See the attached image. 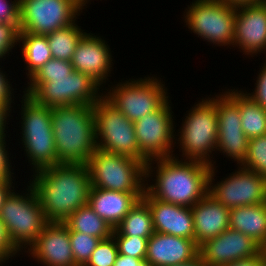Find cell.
Returning <instances> with one entry per match:
<instances>
[{
  "mask_svg": "<svg viewBox=\"0 0 266 266\" xmlns=\"http://www.w3.org/2000/svg\"><path fill=\"white\" fill-rule=\"evenodd\" d=\"M111 52L103 37L86 32L75 48L71 64L74 71L89 75L104 88L107 77H112L114 60Z\"/></svg>",
  "mask_w": 266,
  "mask_h": 266,
  "instance_id": "cell-18",
  "label": "cell"
},
{
  "mask_svg": "<svg viewBox=\"0 0 266 266\" xmlns=\"http://www.w3.org/2000/svg\"><path fill=\"white\" fill-rule=\"evenodd\" d=\"M25 253L43 266H77L65 223L48 222Z\"/></svg>",
  "mask_w": 266,
  "mask_h": 266,
  "instance_id": "cell-19",
  "label": "cell"
},
{
  "mask_svg": "<svg viewBox=\"0 0 266 266\" xmlns=\"http://www.w3.org/2000/svg\"><path fill=\"white\" fill-rule=\"evenodd\" d=\"M229 228L242 232L263 246L266 243V203L230 209Z\"/></svg>",
  "mask_w": 266,
  "mask_h": 266,
  "instance_id": "cell-24",
  "label": "cell"
},
{
  "mask_svg": "<svg viewBox=\"0 0 266 266\" xmlns=\"http://www.w3.org/2000/svg\"><path fill=\"white\" fill-rule=\"evenodd\" d=\"M1 66V65H0ZM0 68V103L4 104L10 111H12V103H14V88L10 80L6 76V72ZM11 108V109H10Z\"/></svg>",
  "mask_w": 266,
  "mask_h": 266,
  "instance_id": "cell-40",
  "label": "cell"
},
{
  "mask_svg": "<svg viewBox=\"0 0 266 266\" xmlns=\"http://www.w3.org/2000/svg\"><path fill=\"white\" fill-rule=\"evenodd\" d=\"M6 138L7 137L0 138V179H14V168L12 169V164L9 160L11 154L8 152L9 147L6 148L9 146V144L6 145Z\"/></svg>",
  "mask_w": 266,
  "mask_h": 266,
  "instance_id": "cell-39",
  "label": "cell"
},
{
  "mask_svg": "<svg viewBox=\"0 0 266 266\" xmlns=\"http://www.w3.org/2000/svg\"><path fill=\"white\" fill-rule=\"evenodd\" d=\"M184 10L186 27L203 41L233 47L236 7L220 0H193Z\"/></svg>",
  "mask_w": 266,
  "mask_h": 266,
  "instance_id": "cell-10",
  "label": "cell"
},
{
  "mask_svg": "<svg viewBox=\"0 0 266 266\" xmlns=\"http://www.w3.org/2000/svg\"><path fill=\"white\" fill-rule=\"evenodd\" d=\"M73 72L71 61L52 58L35 72L27 83H45L49 82V76L70 75Z\"/></svg>",
  "mask_w": 266,
  "mask_h": 266,
  "instance_id": "cell-33",
  "label": "cell"
},
{
  "mask_svg": "<svg viewBox=\"0 0 266 266\" xmlns=\"http://www.w3.org/2000/svg\"><path fill=\"white\" fill-rule=\"evenodd\" d=\"M142 200L149 206L154 231L188 238L195 242V230L191 207L163 202L144 191Z\"/></svg>",
  "mask_w": 266,
  "mask_h": 266,
  "instance_id": "cell-20",
  "label": "cell"
},
{
  "mask_svg": "<svg viewBox=\"0 0 266 266\" xmlns=\"http://www.w3.org/2000/svg\"><path fill=\"white\" fill-rule=\"evenodd\" d=\"M20 254L23 255L10 242L6 227L0 220V266H3V263L5 264L7 260H13L12 257L14 258L16 255L20 256Z\"/></svg>",
  "mask_w": 266,
  "mask_h": 266,
  "instance_id": "cell-38",
  "label": "cell"
},
{
  "mask_svg": "<svg viewBox=\"0 0 266 266\" xmlns=\"http://www.w3.org/2000/svg\"><path fill=\"white\" fill-rule=\"evenodd\" d=\"M139 200L134 193L91 187L88 205L114 229Z\"/></svg>",
  "mask_w": 266,
  "mask_h": 266,
  "instance_id": "cell-23",
  "label": "cell"
},
{
  "mask_svg": "<svg viewBox=\"0 0 266 266\" xmlns=\"http://www.w3.org/2000/svg\"><path fill=\"white\" fill-rule=\"evenodd\" d=\"M69 237L75 264L85 266L101 239L89 234L72 231L70 228Z\"/></svg>",
  "mask_w": 266,
  "mask_h": 266,
  "instance_id": "cell-30",
  "label": "cell"
},
{
  "mask_svg": "<svg viewBox=\"0 0 266 266\" xmlns=\"http://www.w3.org/2000/svg\"><path fill=\"white\" fill-rule=\"evenodd\" d=\"M262 253H263V256H264V261H265V265H266V243L262 246Z\"/></svg>",
  "mask_w": 266,
  "mask_h": 266,
  "instance_id": "cell-47",
  "label": "cell"
},
{
  "mask_svg": "<svg viewBox=\"0 0 266 266\" xmlns=\"http://www.w3.org/2000/svg\"><path fill=\"white\" fill-rule=\"evenodd\" d=\"M116 240L118 253L133 258L145 259L149 238L137 236L112 235Z\"/></svg>",
  "mask_w": 266,
  "mask_h": 266,
  "instance_id": "cell-34",
  "label": "cell"
},
{
  "mask_svg": "<svg viewBox=\"0 0 266 266\" xmlns=\"http://www.w3.org/2000/svg\"><path fill=\"white\" fill-rule=\"evenodd\" d=\"M241 166L266 177V135L249 139L247 155Z\"/></svg>",
  "mask_w": 266,
  "mask_h": 266,
  "instance_id": "cell-31",
  "label": "cell"
},
{
  "mask_svg": "<svg viewBox=\"0 0 266 266\" xmlns=\"http://www.w3.org/2000/svg\"><path fill=\"white\" fill-rule=\"evenodd\" d=\"M118 254L116 240L111 236L99 242L85 266H114Z\"/></svg>",
  "mask_w": 266,
  "mask_h": 266,
  "instance_id": "cell-32",
  "label": "cell"
},
{
  "mask_svg": "<svg viewBox=\"0 0 266 266\" xmlns=\"http://www.w3.org/2000/svg\"><path fill=\"white\" fill-rule=\"evenodd\" d=\"M57 164H86L98 149L93 105L52 107Z\"/></svg>",
  "mask_w": 266,
  "mask_h": 266,
  "instance_id": "cell-3",
  "label": "cell"
},
{
  "mask_svg": "<svg viewBox=\"0 0 266 266\" xmlns=\"http://www.w3.org/2000/svg\"><path fill=\"white\" fill-rule=\"evenodd\" d=\"M85 8H87V5L89 3V1L91 2V0H78ZM87 4V5H86Z\"/></svg>",
  "mask_w": 266,
  "mask_h": 266,
  "instance_id": "cell-48",
  "label": "cell"
},
{
  "mask_svg": "<svg viewBox=\"0 0 266 266\" xmlns=\"http://www.w3.org/2000/svg\"><path fill=\"white\" fill-rule=\"evenodd\" d=\"M31 176L28 182L47 222L64 223L74 211L88 204L91 182L86 164L60 163Z\"/></svg>",
  "mask_w": 266,
  "mask_h": 266,
  "instance_id": "cell-2",
  "label": "cell"
},
{
  "mask_svg": "<svg viewBox=\"0 0 266 266\" xmlns=\"http://www.w3.org/2000/svg\"><path fill=\"white\" fill-rule=\"evenodd\" d=\"M14 179H0V211L9 193L15 188ZM14 184V185H13Z\"/></svg>",
  "mask_w": 266,
  "mask_h": 266,
  "instance_id": "cell-43",
  "label": "cell"
},
{
  "mask_svg": "<svg viewBox=\"0 0 266 266\" xmlns=\"http://www.w3.org/2000/svg\"><path fill=\"white\" fill-rule=\"evenodd\" d=\"M91 187L134 193L145 191V165L134 158L97 149L86 163Z\"/></svg>",
  "mask_w": 266,
  "mask_h": 266,
  "instance_id": "cell-6",
  "label": "cell"
},
{
  "mask_svg": "<svg viewBox=\"0 0 266 266\" xmlns=\"http://www.w3.org/2000/svg\"><path fill=\"white\" fill-rule=\"evenodd\" d=\"M201 100L188 110L182 120V126L178 129V134H175L174 146L181 148L179 152H182V160H195L215 166L216 160L211 158L214 157L213 151L216 153L218 137L216 95L204 99L202 97Z\"/></svg>",
  "mask_w": 266,
  "mask_h": 266,
  "instance_id": "cell-4",
  "label": "cell"
},
{
  "mask_svg": "<svg viewBox=\"0 0 266 266\" xmlns=\"http://www.w3.org/2000/svg\"><path fill=\"white\" fill-rule=\"evenodd\" d=\"M198 250L194 240L154 232L148 239L145 259L152 266H174L191 261Z\"/></svg>",
  "mask_w": 266,
  "mask_h": 266,
  "instance_id": "cell-21",
  "label": "cell"
},
{
  "mask_svg": "<svg viewBox=\"0 0 266 266\" xmlns=\"http://www.w3.org/2000/svg\"><path fill=\"white\" fill-rule=\"evenodd\" d=\"M21 144L25 158L34 173L57 165V152L52 131V107L37 103L31 96L22 94ZM26 152V153H25Z\"/></svg>",
  "mask_w": 266,
  "mask_h": 266,
  "instance_id": "cell-5",
  "label": "cell"
},
{
  "mask_svg": "<svg viewBox=\"0 0 266 266\" xmlns=\"http://www.w3.org/2000/svg\"><path fill=\"white\" fill-rule=\"evenodd\" d=\"M234 47L248 57L266 53V4L260 2L236 7Z\"/></svg>",
  "mask_w": 266,
  "mask_h": 266,
  "instance_id": "cell-17",
  "label": "cell"
},
{
  "mask_svg": "<svg viewBox=\"0 0 266 266\" xmlns=\"http://www.w3.org/2000/svg\"><path fill=\"white\" fill-rule=\"evenodd\" d=\"M263 65V66H262ZM258 76L256 77L255 89L253 92H247L245 94L249 96L254 102H256L261 108L266 110V60L262 63ZM262 67V68H261Z\"/></svg>",
  "mask_w": 266,
  "mask_h": 266,
  "instance_id": "cell-36",
  "label": "cell"
},
{
  "mask_svg": "<svg viewBox=\"0 0 266 266\" xmlns=\"http://www.w3.org/2000/svg\"><path fill=\"white\" fill-rule=\"evenodd\" d=\"M72 231L95 236L101 240L110 238L113 228L88 205L74 211L64 222Z\"/></svg>",
  "mask_w": 266,
  "mask_h": 266,
  "instance_id": "cell-28",
  "label": "cell"
},
{
  "mask_svg": "<svg viewBox=\"0 0 266 266\" xmlns=\"http://www.w3.org/2000/svg\"><path fill=\"white\" fill-rule=\"evenodd\" d=\"M218 137L216 151L233 159L237 166L245 160L249 138L243 132L239 106L224 92L216 94Z\"/></svg>",
  "mask_w": 266,
  "mask_h": 266,
  "instance_id": "cell-15",
  "label": "cell"
},
{
  "mask_svg": "<svg viewBox=\"0 0 266 266\" xmlns=\"http://www.w3.org/2000/svg\"><path fill=\"white\" fill-rule=\"evenodd\" d=\"M262 246L251 237L232 229L207 240L198 253L207 266H221L258 255Z\"/></svg>",
  "mask_w": 266,
  "mask_h": 266,
  "instance_id": "cell-16",
  "label": "cell"
},
{
  "mask_svg": "<svg viewBox=\"0 0 266 266\" xmlns=\"http://www.w3.org/2000/svg\"><path fill=\"white\" fill-rule=\"evenodd\" d=\"M19 21L20 0H0V22L19 24Z\"/></svg>",
  "mask_w": 266,
  "mask_h": 266,
  "instance_id": "cell-37",
  "label": "cell"
},
{
  "mask_svg": "<svg viewBox=\"0 0 266 266\" xmlns=\"http://www.w3.org/2000/svg\"><path fill=\"white\" fill-rule=\"evenodd\" d=\"M154 232L151 211L141 199L113 229L112 235L150 238Z\"/></svg>",
  "mask_w": 266,
  "mask_h": 266,
  "instance_id": "cell-27",
  "label": "cell"
},
{
  "mask_svg": "<svg viewBox=\"0 0 266 266\" xmlns=\"http://www.w3.org/2000/svg\"><path fill=\"white\" fill-rule=\"evenodd\" d=\"M20 44L22 47H20ZM19 47L21 48L20 53H22L24 65L26 64L25 70L28 79L53 58L48 40L43 35L20 32Z\"/></svg>",
  "mask_w": 266,
  "mask_h": 266,
  "instance_id": "cell-26",
  "label": "cell"
},
{
  "mask_svg": "<svg viewBox=\"0 0 266 266\" xmlns=\"http://www.w3.org/2000/svg\"><path fill=\"white\" fill-rule=\"evenodd\" d=\"M83 9L78 0H20V32L49 35L72 25Z\"/></svg>",
  "mask_w": 266,
  "mask_h": 266,
  "instance_id": "cell-12",
  "label": "cell"
},
{
  "mask_svg": "<svg viewBox=\"0 0 266 266\" xmlns=\"http://www.w3.org/2000/svg\"><path fill=\"white\" fill-rule=\"evenodd\" d=\"M218 166H211L208 193L229 209L266 203V177L239 165L236 171L215 182Z\"/></svg>",
  "mask_w": 266,
  "mask_h": 266,
  "instance_id": "cell-14",
  "label": "cell"
},
{
  "mask_svg": "<svg viewBox=\"0 0 266 266\" xmlns=\"http://www.w3.org/2000/svg\"><path fill=\"white\" fill-rule=\"evenodd\" d=\"M97 147L105 152L139 157L134 123L111 105L103 96L93 105Z\"/></svg>",
  "mask_w": 266,
  "mask_h": 266,
  "instance_id": "cell-11",
  "label": "cell"
},
{
  "mask_svg": "<svg viewBox=\"0 0 266 266\" xmlns=\"http://www.w3.org/2000/svg\"><path fill=\"white\" fill-rule=\"evenodd\" d=\"M195 230V244L199 247L215 238L230 225V209L209 193L191 207Z\"/></svg>",
  "mask_w": 266,
  "mask_h": 266,
  "instance_id": "cell-22",
  "label": "cell"
},
{
  "mask_svg": "<svg viewBox=\"0 0 266 266\" xmlns=\"http://www.w3.org/2000/svg\"><path fill=\"white\" fill-rule=\"evenodd\" d=\"M114 266H152L146 259L133 258L128 255L118 254Z\"/></svg>",
  "mask_w": 266,
  "mask_h": 266,
  "instance_id": "cell-41",
  "label": "cell"
},
{
  "mask_svg": "<svg viewBox=\"0 0 266 266\" xmlns=\"http://www.w3.org/2000/svg\"><path fill=\"white\" fill-rule=\"evenodd\" d=\"M231 6H240V5H248V4H256L260 3L261 0H220Z\"/></svg>",
  "mask_w": 266,
  "mask_h": 266,
  "instance_id": "cell-45",
  "label": "cell"
},
{
  "mask_svg": "<svg viewBox=\"0 0 266 266\" xmlns=\"http://www.w3.org/2000/svg\"><path fill=\"white\" fill-rule=\"evenodd\" d=\"M170 103L168 99L158 110L134 122L139 157L145 163L152 159L175 156L173 147L176 125Z\"/></svg>",
  "mask_w": 266,
  "mask_h": 266,
  "instance_id": "cell-13",
  "label": "cell"
},
{
  "mask_svg": "<svg viewBox=\"0 0 266 266\" xmlns=\"http://www.w3.org/2000/svg\"><path fill=\"white\" fill-rule=\"evenodd\" d=\"M210 170L206 163L178 156L152 159L145 165V191L163 202L192 207L209 191Z\"/></svg>",
  "mask_w": 266,
  "mask_h": 266,
  "instance_id": "cell-1",
  "label": "cell"
},
{
  "mask_svg": "<svg viewBox=\"0 0 266 266\" xmlns=\"http://www.w3.org/2000/svg\"><path fill=\"white\" fill-rule=\"evenodd\" d=\"M12 112L2 103H0V138L7 137L6 125L9 122ZM8 121V122H7ZM6 132V133H5Z\"/></svg>",
  "mask_w": 266,
  "mask_h": 266,
  "instance_id": "cell-44",
  "label": "cell"
},
{
  "mask_svg": "<svg viewBox=\"0 0 266 266\" xmlns=\"http://www.w3.org/2000/svg\"><path fill=\"white\" fill-rule=\"evenodd\" d=\"M174 266H207L204 262L201 256L198 254L195 258H193L191 261L182 263V264H177Z\"/></svg>",
  "mask_w": 266,
  "mask_h": 266,
  "instance_id": "cell-46",
  "label": "cell"
},
{
  "mask_svg": "<svg viewBox=\"0 0 266 266\" xmlns=\"http://www.w3.org/2000/svg\"><path fill=\"white\" fill-rule=\"evenodd\" d=\"M221 266H265L264 256L262 251L253 257L240 259L229 264Z\"/></svg>",
  "mask_w": 266,
  "mask_h": 266,
  "instance_id": "cell-42",
  "label": "cell"
},
{
  "mask_svg": "<svg viewBox=\"0 0 266 266\" xmlns=\"http://www.w3.org/2000/svg\"><path fill=\"white\" fill-rule=\"evenodd\" d=\"M162 78L147 76L121 80L116 85H108L110 88L103 89V97L117 110L124 114L131 122H136L148 113L158 110L170 99L165 82ZM109 89V90H108Z\"/></svg>",
  "mask_w": 266,
  "mask_h": 266,
  "instance_id": "cell-8",
  "label": "cell"
},
{
  "mask_svg": "<svg viewBox=\"0 0 266 266\" xmlns=\"http://www.w3.org/2000/svg\"><path fill=\"white\" fill-rule=\"evenodd\" d=\"M224 92L239 106L245 135L249 139L266 135V110L247 96L243 89H225Z\"/></svg>",
  "mask_w": 266,
  "mask_h": 266,
  "instance_id": "cell-25",
  "label": "cell"
},
{
  "mask_svg": "<svg viewBox=\"0 0 266 266\" xmlns=\"http://www.w3.org/2000/svg\"><path fill=\"white\" fill-rule=\"evenodd\" d=\"M19 34V24L0 22V62H2V59L4 61L6 56L8 57L12 52V49L19 45Z\"/></svg>",
  "mask_w": 266,
  "mask_h": 266,
  "instance_id": "cell-35",
  "label": "cell"
},
{
  "mask_svg": "<svg viewBox=\"0 0 266 266\" xmlns=\"http://www.w3.org/2000/svg\"><path fill=\"white\" fill-rule=\"evenodd\" d=\"M76 24V21L61 29L46 35L53 58L71 61L75 48L86 33Z\"/></svg>",
  "mask_w": 266,
  "mask_h": 266,
  "instance_id": "cell-29",
  "label": "cell"
},
{
  "mask_svg": "<svg viewBox=\"0 0 266 266\" xmlns=\"http://www.w3.org/2000/svg\"><path fill=\"white\" fill-rule=\"evenodd\" d=\"M27 84L23 93L47 107L94 105L103 96V88L94 79L77 71L49 76V82Z\"/></svg>",
  "mask_w": 266,
  "mask_h": 266,
  "instance_id": "cell-9",
  "label": "cell"
},
{
  "mask_svg": "<svg viewBox=\"0 0 266 266\" xmlns=\"http://www.w3.org/2000/svg\"><path fill=\"white\" fill-rule=\"evenodd\" d=\"M27 187L21 194L13 189L0 211L10 242L19 252L29 249L48 223L35 190L30 183Z\"/></svg>",
  "mask_w": 266,
  "mask_h": 266,
  "instance_id": "cell-7",
  "label": "cell"
}]
</instances>
